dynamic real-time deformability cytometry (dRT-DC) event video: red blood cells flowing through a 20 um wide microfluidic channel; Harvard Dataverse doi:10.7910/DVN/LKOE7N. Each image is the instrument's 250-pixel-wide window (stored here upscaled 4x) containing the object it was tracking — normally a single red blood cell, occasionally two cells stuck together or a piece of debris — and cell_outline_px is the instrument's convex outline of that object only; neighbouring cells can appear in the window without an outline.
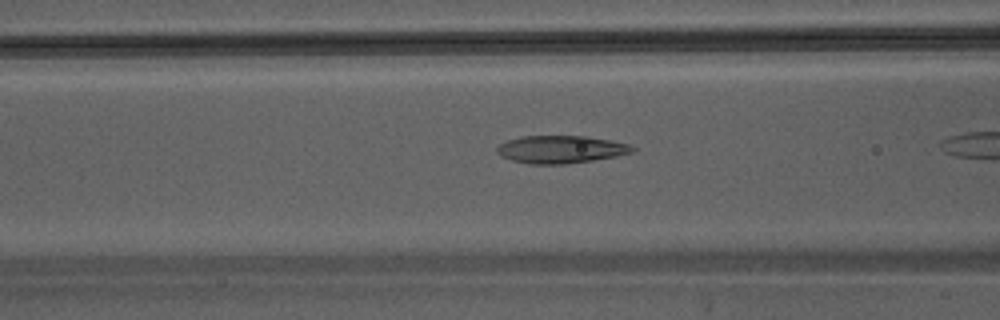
{"species": "Egyptian fruit bat (a non-hibernating species)", "species_latin": "Rousettus aegyptiacus", "temperature_condition": "warm", "stored_images_in_passage": 16, "camera_frame_rate_fps": 3000, "um_per_image_px": 0.085, "animal": {"sex": "male"}, "frame": {"image": 1, "passage_image": 14, "time_ms": 4.333, "image_size_px": [1000, 320], "cell_outline_px": [[636, 148], [632, 152], [616, 156], [592, 160], [564, 164], [528, 164], [512, 160], [500, 156], [496, 152], [496, 148], [500, 144], [508, 140], [520, 136], [584, 136], [608, 140], [628, 144]], "centroid_in_image_um": [47.62, 12.7], "position_along_channel_um": 119.0, "area_um2": 21.68}}